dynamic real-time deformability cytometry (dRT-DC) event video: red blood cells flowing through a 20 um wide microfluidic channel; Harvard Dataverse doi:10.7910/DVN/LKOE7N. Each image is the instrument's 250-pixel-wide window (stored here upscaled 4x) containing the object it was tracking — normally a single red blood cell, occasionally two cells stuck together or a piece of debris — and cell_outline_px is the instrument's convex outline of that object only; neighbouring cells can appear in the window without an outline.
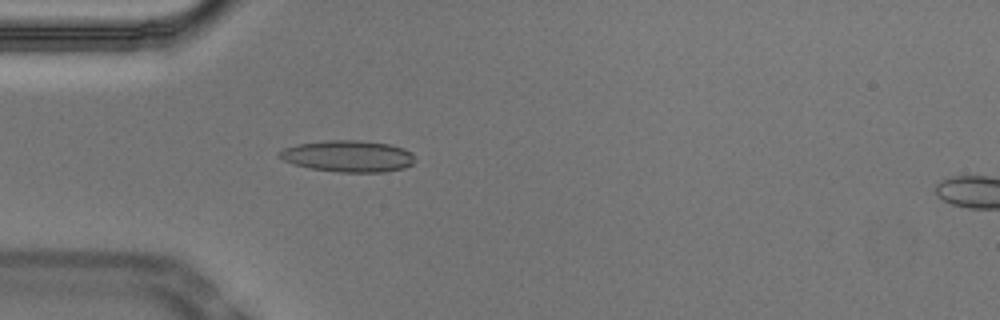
{"species": "Egyptian fruit bat (a non-hibernating species)", "species_latin": "Rousettus aegyptiacus", "temperature_condition": "cold", "stored_images_in_passage": 53, "camera_frame_rate_fps": 3000, "um_per_image_px": 0.085, "animal": {"sex": "male"}, "frame": {"image": 1, "passage_image": 15, "time_ms": 4.667, "image_size_px": [1000, 320], "cell_outline_px": [[416, 160], [412, 164], [404, 168], [384, 172], [340, 172], [308, 168], [292, 164], [276, 156], [276, 152], [284, 148], [296, 144], [324, 140], [360, 140], [392, 144], [404, 148], [412, 152]], "centroid_in_image_um": [29.57, 13.26], "position_along_channel_um": 55.4, "area_um2": 25.37}}
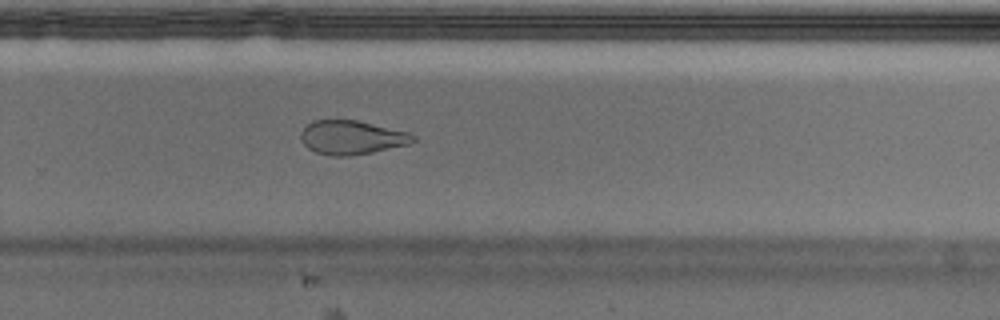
{"frame": {"image": 2, "passage_image": 35, "time_ms": 11.333, "image_size_px": [1000, 320], "cell_outline_px": [[416, 140], [408, 144], [372, 152], [348, 156], [332, 156], [316, 152], [308, 148], [304, 144], [300, 136], [300, 132], [312, 120], [356, 120], [408, 132], [416, 136]], "centroid_in_image_um": [29.88, 11.68], "position_along_channel_um": 299.9, "area_um2": 22.02}}
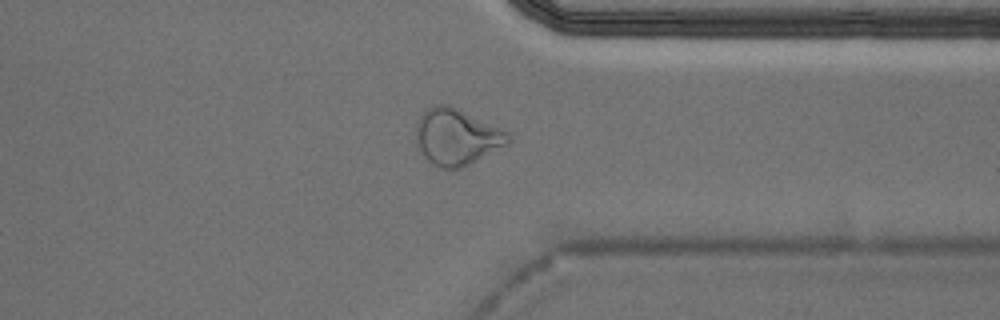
{"frame": {"image": 3, "passage_image": 41, "time_ms": 13.333, "image_size_px": [1000, 320], "cell_outline_px": [[512, 140], [508, 144], [452, 172], [436, 168], [424, 156], [416, 144], [416, 124], [420, 116], [428, 108], [436, 104], [448, 104], [500, 128], [508, 132], [512, 136]], "centroid_in_image_um": [38.79, 11.67], "position_along_channel_um": 372.6, "area_um2": 30.35}, "authors_computed_cell_mechanics": {"area_um2": 22.831, "velocity_mm_per_s": 3.7315, "shape_relaxation_time_tau1_ms": null, "shape_relaxation_time_tau2_ms": 3.4444, "deformation_change_tau1": null, "deformation_change_tau2": 0.1144}}